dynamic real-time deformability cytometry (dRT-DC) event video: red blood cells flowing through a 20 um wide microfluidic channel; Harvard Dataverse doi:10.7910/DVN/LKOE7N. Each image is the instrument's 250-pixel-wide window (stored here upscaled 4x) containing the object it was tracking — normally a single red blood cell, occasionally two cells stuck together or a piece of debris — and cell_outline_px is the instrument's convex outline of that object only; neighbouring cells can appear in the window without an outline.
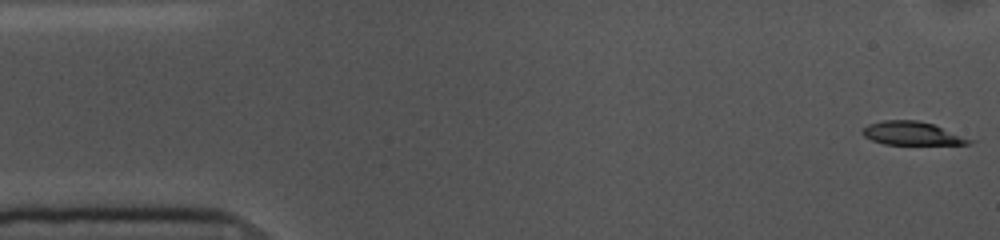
{"species": "common noctule bat (a hibernating species)", "species_latin": "Nyctalus noctula", "temperature_condition": "cold", "stored_images_in_passage": 54, "camera_frame_rate_fps": 3000, "um_per_image_px": 0.085, "animal": {"sex": "female", "body_mass_g": 10.0, "forearm_length_mm": 53.1}, "frame": {"image": 1, "passage_image": 1, "time_ms": 0.0, "image_size_px": [1000, 240], "cell_outline_px": [[976, 140], [972, 144], [884, 144], [872, 140], [864, 136], [860, 132], [868, 124], [884, 120], [916, 120], [932, 124]], "centroid_in_image_um": [77.53, 11.34], "position_along_channel_um": 7.5, "area_um2": 14.51}}
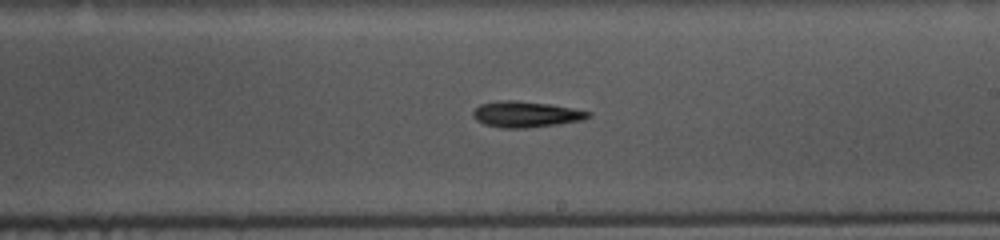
{"frame": {"image": 2, "passage_image": 30, "time_ms": 9.667, "image_size_px": [1000, 240], "cell_outline_px": [[592, 116], [584, 120], [560, 124], [524, 128], [500, 128], [484, 124], [476, 120], [472, 116], [472, 112], [480, 104], [500, 100], [516, 100], [552, 104], [592, 112]], "centroid_in_image_um": [44.72, 9.71], "position_along_channel_um": 244.3, "area_um2": 17.69}}
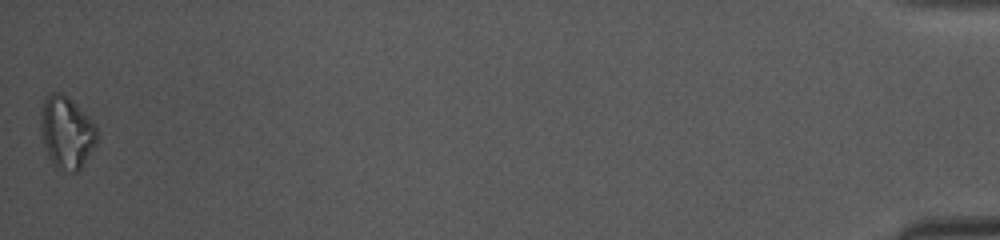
{"frame": {"image": 3, "passage_image": 54, "time_ms": 17.667, "image_size_px": [1000, 240], "cell_outline_px": [[100, 136], [96, 144], [80, 168], [76, 172], [72, 172], [56, 168], [52, 164], [48, 156], [40, 132], [40, 112], [44, 100], [52, 92], [60, 92], [68, 96], [92, 120]], "centroid_in_image_um": [5.66, 11.25], "position_along_channel_um": 429.5, "area_um2": 23.87}, "authors_computed_cell_mechanics": {"area_um2": 16.7042, "velocity_mm_per_s": 3.6027, "shape_relaxation_time_tau1_ms": 4.7655, "shape_relaxation_time_tau2_ms": null, "deformation_change_tau1": 0.1425, "deformation_change_tau2": null}}